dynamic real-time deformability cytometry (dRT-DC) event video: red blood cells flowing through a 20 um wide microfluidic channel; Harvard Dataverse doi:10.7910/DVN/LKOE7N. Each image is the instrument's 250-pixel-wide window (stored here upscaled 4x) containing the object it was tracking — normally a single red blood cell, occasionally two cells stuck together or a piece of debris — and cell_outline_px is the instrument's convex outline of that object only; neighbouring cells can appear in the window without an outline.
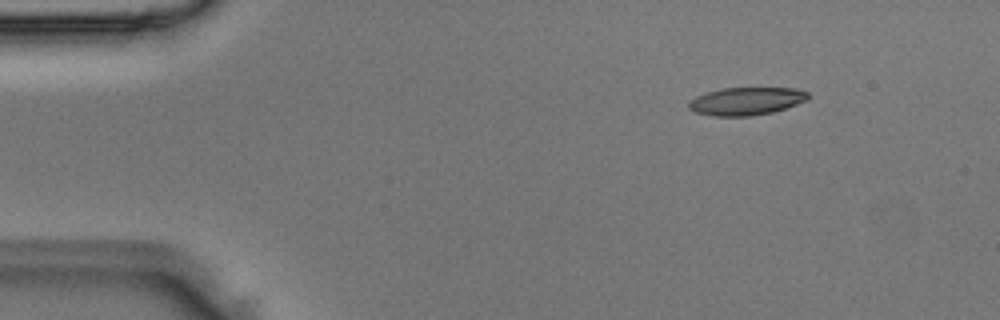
{"species": "Egyptian fruit bat (a non-hibernating species)", "species_latin": "Rousettus aegyptiacus", "temperature_condition": "room temperature", "stored_images_in_passage": 3, "camera_frame_rate_fps": 3000, "um_per_image_px": 0.085, "animal": {"sex": "male"}, "frame": {"image": 1, "passage_image": 1, "time_ms": 0.0, "image_size_px": [1000, 320], "cell_outline_px": [[808, 100], [772, 112], [748, 116], [712, 116], [696, 112], [688, 108], [688, 100], [704, 92], [720, 88], [796, 88], [808, 92]], "centroid_in_image_um": [63.38, 8.59], "position_along_channel_um": 21.6, "area_um2": 19.42}}